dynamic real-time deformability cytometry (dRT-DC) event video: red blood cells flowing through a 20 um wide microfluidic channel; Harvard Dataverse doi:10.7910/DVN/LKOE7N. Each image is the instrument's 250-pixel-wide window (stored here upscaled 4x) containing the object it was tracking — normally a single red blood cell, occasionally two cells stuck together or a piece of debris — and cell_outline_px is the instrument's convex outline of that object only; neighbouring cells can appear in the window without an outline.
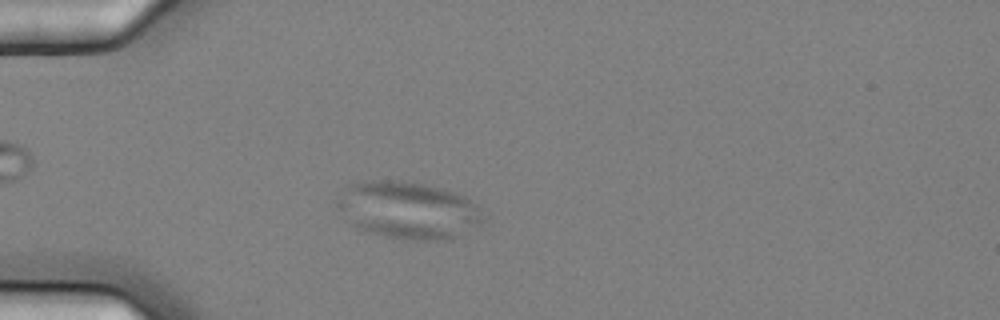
{"species": "common noctule bat (a hibernating species)", "species_latin": "Nyctalus noctula", "temperature_condition": "cold", "stored_images_in_passage": 4, "camera_frame_rate_fps": 3000, "um_per_image_px": 0.085, "animal": {"sex": "female", "body_mass_g": 25.1}, "frame": {"image": 1, "passage_image": 4, "time_ms": 1.0, "image_size_px": [1000, 320], "cell_outline_px": [[484, 220], [480, 224], [452, 240], [404, 240], [356, 228], [352, 224], [332, 200], [344, 188], [352, 184], [380, 180], [388, 180], [424, 184], [444, 188], [464, 196], [476, 204]], "centroid_in_image_um": [34.69, 17.87], "position_along_channel_um": 50.3, "area_um2": 48.55}}